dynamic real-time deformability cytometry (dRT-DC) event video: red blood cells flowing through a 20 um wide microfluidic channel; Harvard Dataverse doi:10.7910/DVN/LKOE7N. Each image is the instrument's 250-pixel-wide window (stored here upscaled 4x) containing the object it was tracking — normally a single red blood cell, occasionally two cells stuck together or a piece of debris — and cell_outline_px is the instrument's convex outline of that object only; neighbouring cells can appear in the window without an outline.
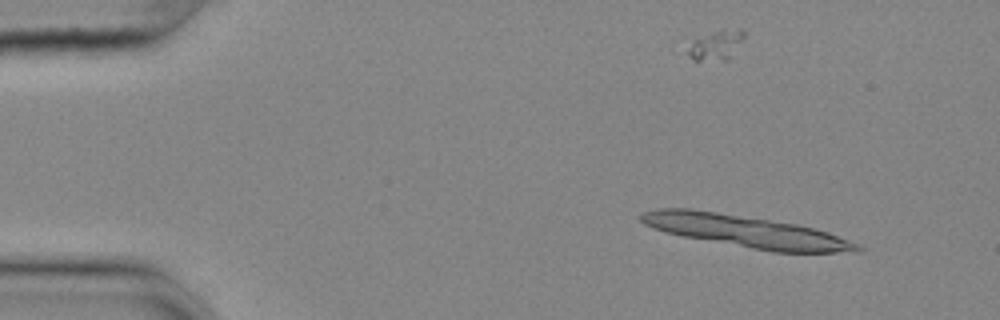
{"species": "common noctule bat (a hibernating species)", "species_latin": "Nyctalus noctula", "temperature_condition": "cold", "stored_images_in_passage": 10, "camera_frame_rate_fps": 3000, "um_per_image_px": 0.085, "animal": {"sex": "female", "body_mass_g": 25.1}, "frame": {"image": 1, "passage_image": 1, "time_ms": 0.0, "image_size_px": [1000, 320], "cell_outline_px": [[864, 248], [860, 252], [772, 252], [684, 236], [668, 232], [644, 224], [640, 220], [640, 216], [644, 212], [660, 208], [688, 208], [716, 212], [796, 224], [828, 232], [856, 244]], "centroid_in_image_um": [63.42, 19.67], "position_along_channel_um": 21.6, "area_um2": 39.48}}